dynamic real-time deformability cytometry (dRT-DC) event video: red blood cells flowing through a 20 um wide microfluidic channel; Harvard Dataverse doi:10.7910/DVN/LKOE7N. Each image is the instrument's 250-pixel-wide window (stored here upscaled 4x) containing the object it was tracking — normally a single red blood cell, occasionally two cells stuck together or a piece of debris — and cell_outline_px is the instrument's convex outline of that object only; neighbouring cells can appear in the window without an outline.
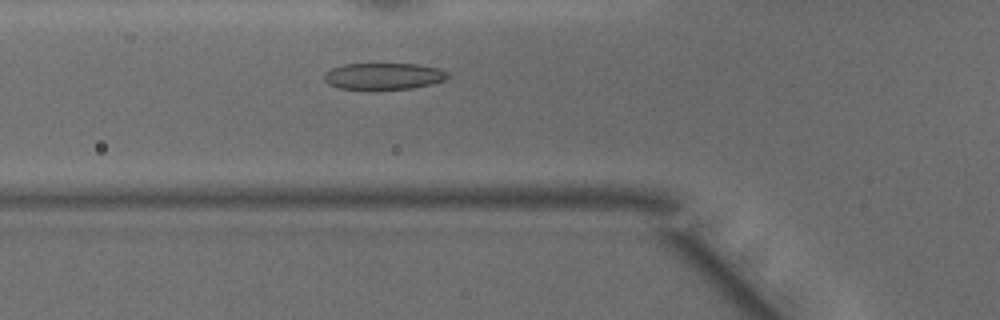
{"species": "common noctule bat (a hibernating species)", "species_latin": "Nyctalus noctula", "temperature_condition": "warm", "stored_images_in_passage": 40, "camera_frame_rate_fps": 3000, "um_per_image_px": 0.085, "animal": {"sex": "male", "body_mass_g": 15.6}, "frame": {"image": 1, "passage_image": 9, "time_ms": 2.667, "image_size_px": [1000, 320], "cell_outline_px": [[448, 80], [432, 84], [412, 88], [372, 92], [340, 88], [328, 84], [324, 80], [324, 72], [340, 64], [420, 64], [436, 68], [448, 72]], "centroid_in_image_um": [32.58, 6.51], "position_along_channel_um": 93.2, "area_um2": 20.0}}
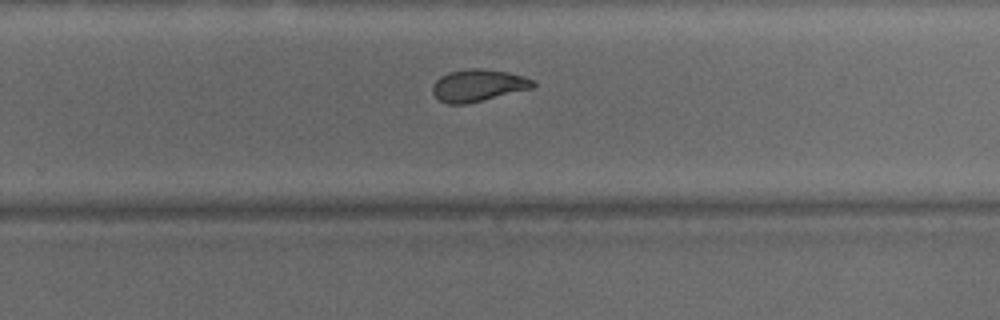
{"frame": {"image": 2, "passage_image": 23, "time_ms": 7.333, "image_size_px": [1000, 320], "cell_outline_px": [[536, 84], [532, 88], [468, 104], [448, 104], [440, 100], [432, 92], [432, 84], [440, 76], [448, 72], [472, 68], [484, 68], [508, 72], [524, 76], [536, 80]], "centroid_in_image_um": [40.65, 7.25], "position_along_channel_um": 289.1, "area_um2": 18.96}}
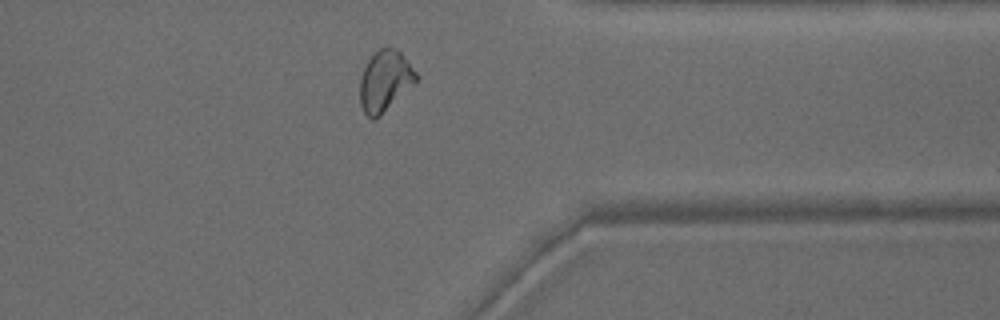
{"frame": {"image": 3, "passage_image": 30, "time_ms": 9.667, "image_size_px": [1000, 320], "cell_outline_px": [[420, 76], [380, 116], [372, 120], [364, 112], [360, 104], [360, 80], [364, 68], [368, 60], [380, 48], [388, 44], [396, 48], [404, 56]], "centroid_in_image_um": [32.71, 6.84], "position_along_channel_um": 378.7, "area_um2": 19.77}, "authors_computed_cell_mechanics": {"area_um2": 19.7387, "velocity_mm_per_s": 4.1947, "shape_relaxation_time_tau1_ms": 5.9161, "shape_relaxation_time_tau2_ms": 1.4151, "deformation_change_tau1": 0.1651, "deformation_change_tau2": 0.0677}}